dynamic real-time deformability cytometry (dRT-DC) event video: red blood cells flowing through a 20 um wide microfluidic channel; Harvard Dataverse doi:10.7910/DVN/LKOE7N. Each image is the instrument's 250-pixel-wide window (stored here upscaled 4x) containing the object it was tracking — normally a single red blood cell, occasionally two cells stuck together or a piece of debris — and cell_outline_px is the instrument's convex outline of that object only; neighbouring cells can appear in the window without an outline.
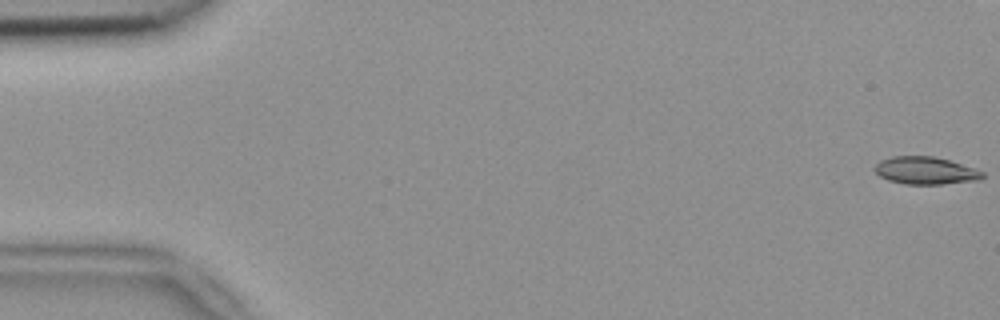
{"species": "common noctule bat (a hibernating species)", "species_latin": "Nyctalus noctula", "temperature_condition": "room temperature", "stored_images_in_passage": 55, "camera_frame_rate_fps": 3000, "um_per_image_px": 0.085, "animal": {"sex": "female", "body_mass_g": 18.4}, "frame": {"image": 1, "passage_image": 1, "time_ms": 0.0, "image_size_px": [1000, 320], "cell_outline_px": [[984, 176], [980, 180], [940, 184], [904, 184], [888, 180], [880, 176], [872, 168], [880, 160], [892, 156], [932, 156], [948, 160], [984, 172]], "centroid_in_image_um": [78.62, 14.5], "position_along_channel_um": 6.4, "area_um2": 17.17}}
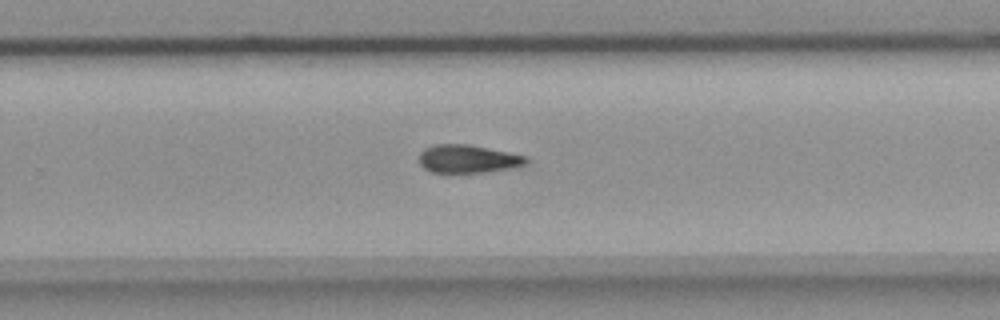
{"frame": {"image": 2, "passage_image": 35, "time_ms": 11.333, "image_size_px": [1000, 320], "cell_outline_px": [[528, 160], [524, 164], [508, 168], [484, 172], [432, 172], [424, 168], [420, 164], [420, 152], [424, 148], [432, 144], [468, 144], [508, 152], [524, 156]], "centroid_in_image_um": [39.7, 13.49], "position_along_channel_um": 290.1, "area_um2": 17.22}}
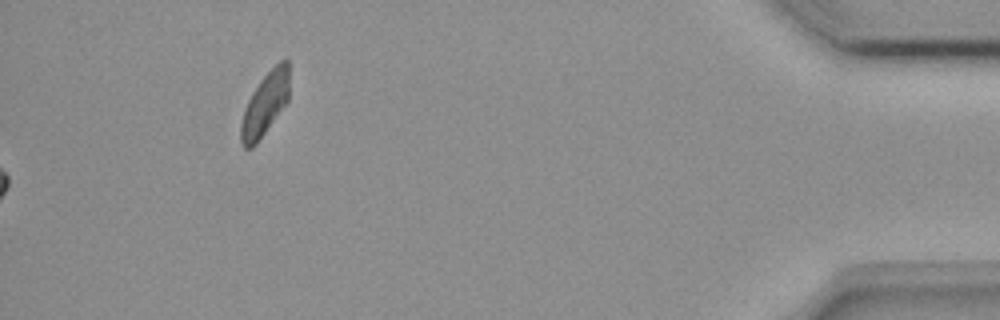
{"frame": {"image": 3, "passage_image": 55, "time_ms": 18.0, "image_size_px": [1000, 320], "cell_outline_px": [[288, 100], [256, 144], [252, 148], [244, 148], [240, 140], [240, 124], [244, 108], [252, 92], [260, 80], [280, 60], [288, 60]], "centroid_in_image_um": [22.49, 8.87], "position_along_channel_um": 412.7, "area_um2": 17.46}, "authors_computed_cell_mechanics": {"area_um2": 17.7446, "velocity_mm_per_s": 3.8236, "shape_relaxation_time_tau1_ms": 6.9069, "shape_relaxation_time_tau2_ms": null, "deformation_change_tau1": 0.166, "deformation_change_tau2": null}}